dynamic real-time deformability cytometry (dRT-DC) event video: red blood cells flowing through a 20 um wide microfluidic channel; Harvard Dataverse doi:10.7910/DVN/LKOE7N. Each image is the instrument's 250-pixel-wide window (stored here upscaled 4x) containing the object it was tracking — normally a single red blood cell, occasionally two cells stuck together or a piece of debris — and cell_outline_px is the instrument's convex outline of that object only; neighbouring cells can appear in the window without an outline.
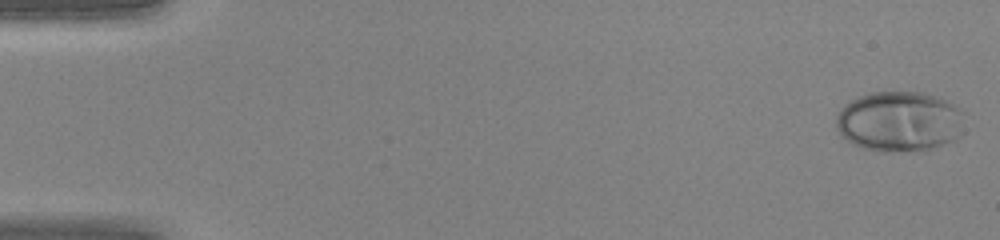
{"species": "human", "species_latin": "Homo sapiens", "temperature_condition": "warm", "stored_images_in_passage": 44, "camera_frame_rate_fps": 3000, "um_per_image_px": 0.085, "donor": {"sex": "female"}, "frame": {"image": 1, "passage_image": 1, "time_ms": 0.0, "image_size_px": [1000, 240], "cell_outline_px": [[964, 132], [956, 140], [920, 152], [876, 152], [860, 148], [852, 144], [840, 136], [836, 124], [836, 116], [840, 108], [844, 104], [856, 96], [868, 92], [924, 92], [944, 100], [960, 108], [964, 112]], "centroid_in_image_um": [76.44, 10.35], "position_along_channel_um": 8.6, "area_um2": 46.41}}
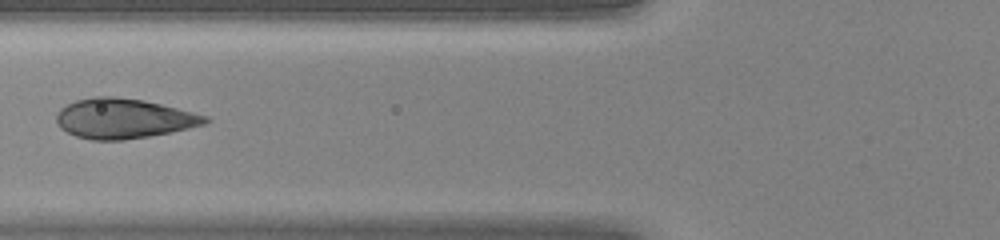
{"frame": {"image": 2, "passage_image": 18, "time_ms": 5.667, "image_size_px": [1000, 240], "cell_outline_px": [[212, 120], [204, 124], [188, 128], [148, 136], [124, 140], [92, 140], [76, 136], [60, 128], [56, 120], [56, 112], [60, 108], [76, 100], [96, 96], [116, 96], [144, 100], [208, 116]], "centroid_in_image_um": [10.48, 10.07], "position_along_channel_um": 115.3, "area_um2": 34.45}}
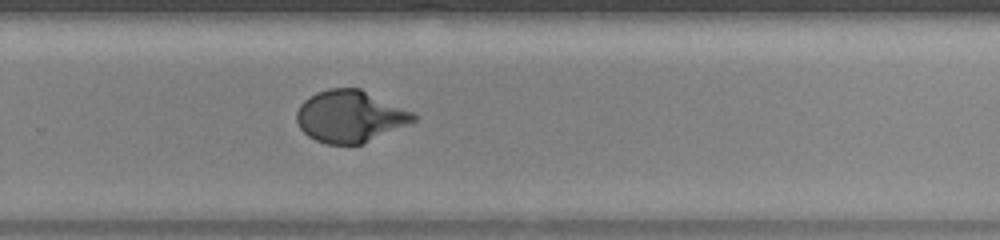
{"frame": {"image": 3, "passage_image": 30, "time_ms": 9.667, "image_size_px": [1000, 240], "cell_outline_px": [[420, 116], [416, 120], [360, 144], [328, 144], [316, 140], [308, 136], [300, 128], [296, 120], [296, 112], [300, 104], [304, 100], [316, 92], [328, 88], [360, 88], [416, 112]], "centroid_in_image_um": [29.76, 9.86], "position_along_channel_um": 300.0, "area_um2": 35.32}}